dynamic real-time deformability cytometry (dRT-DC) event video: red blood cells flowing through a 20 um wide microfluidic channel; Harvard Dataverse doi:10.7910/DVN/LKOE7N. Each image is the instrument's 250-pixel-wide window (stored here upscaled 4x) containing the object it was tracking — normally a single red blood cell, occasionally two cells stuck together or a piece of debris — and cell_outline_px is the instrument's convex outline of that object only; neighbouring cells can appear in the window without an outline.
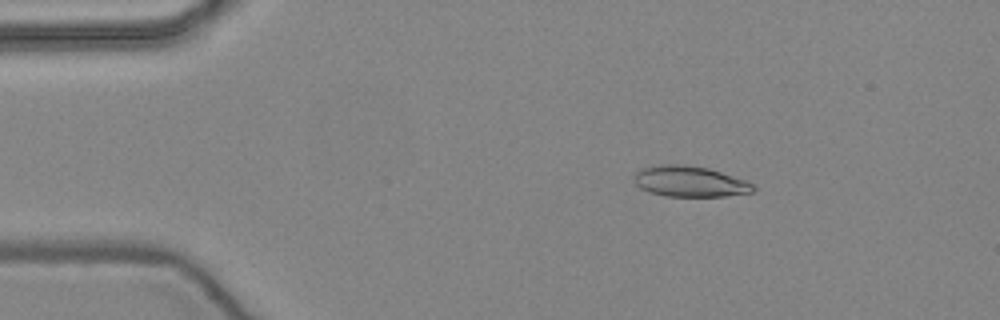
{"species": "common noctule bat (a hibernating species)", "species_latin": "Nyctalus noctula", "temperature_condition": "warm", "stored_images_in_passage": 52, "camera_frame_rate_fps": 3000, "um_per_image_px": 0.085, "animal": {"sex": "female", "body_mass_g": 24.6, "forearm_length_mm": 56.2}, "frame": {"image": 1, "passage_image": 9, "time_ms": 2.667, "image_size_px": [1000, 320], "cell_outline_px": [[756, 188], [752, 192], [724, 196], [664, 196], [648, 192], [640, 188], [632, 180], [632, 176], [640, 168], [660, 164], [684, 164], [708, 168], [756, 184]], "centroid_in_image_um": [58.58, 15.42], "position_along_channel_um": 26.4, "area_um2": 21.56}}
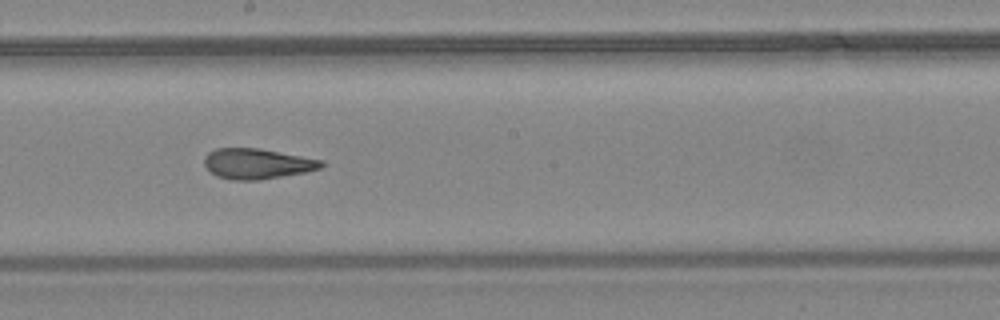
{"frame": {"image": 2, "passage_image": 29, "time_ms": 9.333, "image_size_px": [1000, 320], "cell_outline_px": [[324, 164], [320, 168], [308, 172], [260, 180], [232, 180], [216, 176], [204, 164], [204, 156], [208, 152], [216, 148], [260, 148], [324, 160]], "centroid_in_image_um": [21.87, 13.91], "position_along_channel_um": 226.3, "area_um2": 20.92}}
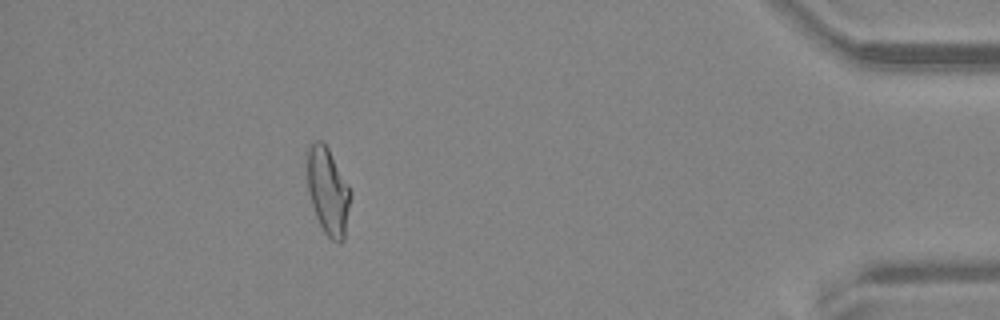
{"frame": {"image": 3, "passage_image": 47, "time_ms": 15.333, "image_size_px": [1000, 320], "cell_outline_px": [[352, 192], [344, 240], [340, 244], [332, 240], [324, 232], [316, 216], [308, 192], [304, 168], [308, 144], [316, 140], [324, 140], [348, 184]], "centroid_in_image_um": [27.84, 16.18], "position_along_channel_um": 407.4, "area_um2": 22.72}, "authors_computed_cell_mechanics": {"area_um2": 21.5305, "velocity_mm_per_s": 3.9675, "shape_relaxation_time_tau1_ms": null, "shape_relaxation_time_tau2_ms": 1.8807, "deformation_change_tau1": null, "deformation_change_tau2": 0.1113}}